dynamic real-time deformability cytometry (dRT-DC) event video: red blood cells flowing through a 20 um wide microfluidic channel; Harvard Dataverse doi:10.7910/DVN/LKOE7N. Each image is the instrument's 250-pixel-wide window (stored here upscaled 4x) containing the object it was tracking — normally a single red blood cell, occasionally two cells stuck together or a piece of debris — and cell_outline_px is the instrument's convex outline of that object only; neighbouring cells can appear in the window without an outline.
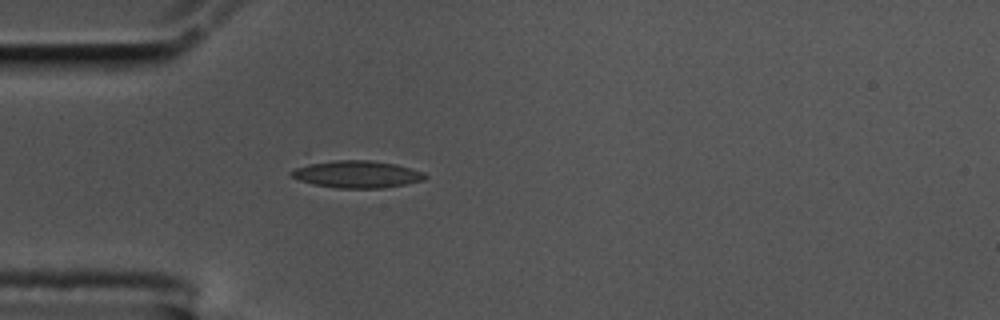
{"species": "common noctule bat (a hibernating species)", "species_latin": "Nyctalus noctula", "temperature_condition": "cold", "stored_images_in_passage": 42, "camera_frame_rate_fps": 3000, "um_per_image_px": 0.085, "animal": {"sex": "male", "body_mass_g": 17.5, "forearm_length_mm": 52.3}, "frame": {"image": 1, "passage_image": 1, "time_ms": 0.0, "image_size_px": [1000, 320], "cell_outline_px": [[428, 176], [424, 180], [384, 188], [336, 188], [312, 184], [288, 176], [288, 172], [304, 152], [372, 160], [396, 164], [412, 168], [424, 172]], "centroid_in_image_um": [29.91, 14.64], "position_along_channel_um": 55.1, "area_um2": 24.57}}
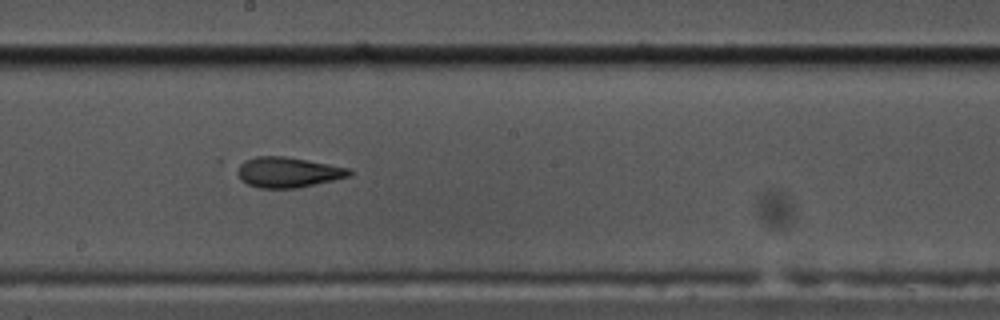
{"frame": {"image": 2, "passage_image": 16, "time_ms": 5.0, "image_size_px": [1000, 320], "cell_outline_px": [[352, 176], [296, 188], [256, 188], [240, 180], [236, 172], [236, 164], [244, 160], [256, 156], [284, 156], [352, 168]], "centroid_in_image_um": [24.44, 14.64], "position_along_channel_um": 223.8, "area_um2": 20.11}}
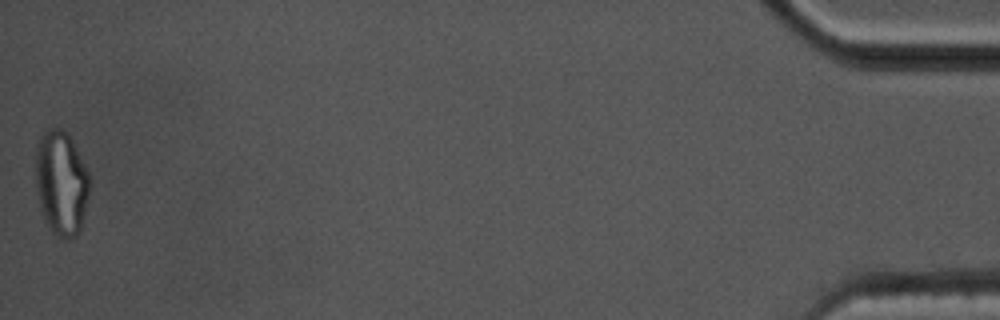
{"frame": {"image": 3, "passage_image": 42, "time_ms": 13.667, "image_size_px": [1000, 320], "cell_outline_px": [[88, 196], [80, 228], [76, 236], [68, 240], [56, 236], [52, 232], [44, 220], [40, 208], [36, 192], [36, 148], [40, 136], [48, 128], [60, 128], [68, 132], [88, 172]], "centroid_in_image_um": [5.18, 15.55], "position_along_channel_um": 430.0, "area_um2": 32.83}, "authors_computed_cell_mechanics": {"area_um2": 20.6635, "velocity_mm_per_s": 3.49, "shape_relaxation_time_tau1_ms": 8.1888, "shape_relaxation_time_tau2_ms": 3.5008, "deformation_change_tau1": 0.2566, "deformation_change_tau2": 0.0939}}